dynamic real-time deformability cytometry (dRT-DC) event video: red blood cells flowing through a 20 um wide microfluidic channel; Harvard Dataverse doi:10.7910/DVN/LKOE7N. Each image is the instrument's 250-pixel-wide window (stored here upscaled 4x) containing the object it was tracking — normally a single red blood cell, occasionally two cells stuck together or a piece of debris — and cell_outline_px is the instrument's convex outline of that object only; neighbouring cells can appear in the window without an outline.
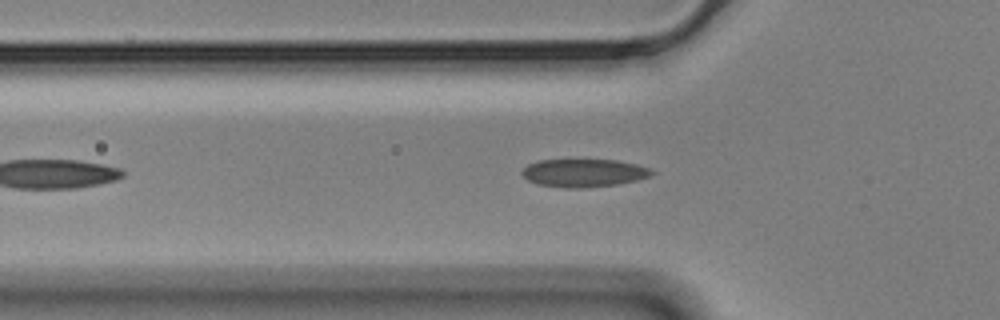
{"species": "Egyptian fruit bat (a non-hibernating species)", "species_latin": "Rousettus aegyptiacus", "temperature_condition": "cold", "stored_images_in_passage": 22, "camera_frame_rate_fps": 3000, "um_per_image_px": 0.085, "animal": {"sex": "male"}, "frame": {"image": 1, "passage_image": 9, "time_ms": 2.667, "image_size_px": [1000, 320], "cell_outline_px": [[656, 172], [652, 176], [636, 180], [616, 184], [580, 188], [564, 188], [536, 184], [528, 180], [520, 172], [528, 164], [540, 160], [616, 160], [636, 164], [648, 168]], "centroid_in_image_um": [49.61, 14.7], "position_along_channel_um": 76.2, "area_um2": 21.1}}
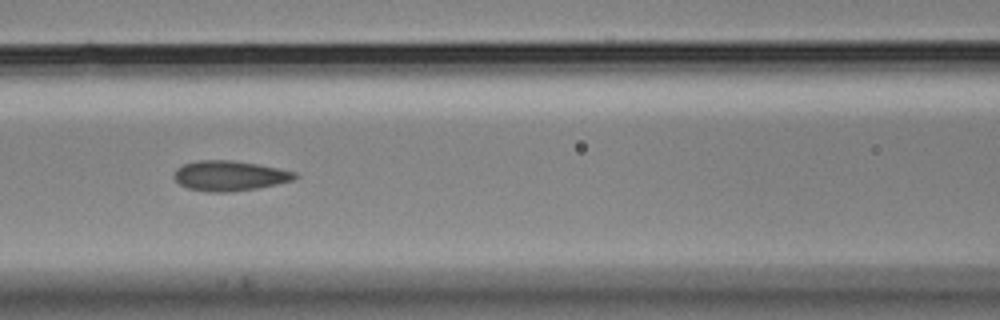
{"frame": {"image": 2, "passage_image": 15, "time_ms": 4.667, "image_size_px": [1000, 320], "cell_outline_px": [[300, 176], [292, 180], [276, 184], [256, 188], [228, 192], [208, 192], [188, 188], [180, 184], [172, 176], [176, 168], [184, 164], [196, 160], [232, 160], [256, 164], [296, 172]], "centroid_in_image_um": [19.48, 14.93], "position_along_channel_um": 147.1, "area_um2": 21.1}}
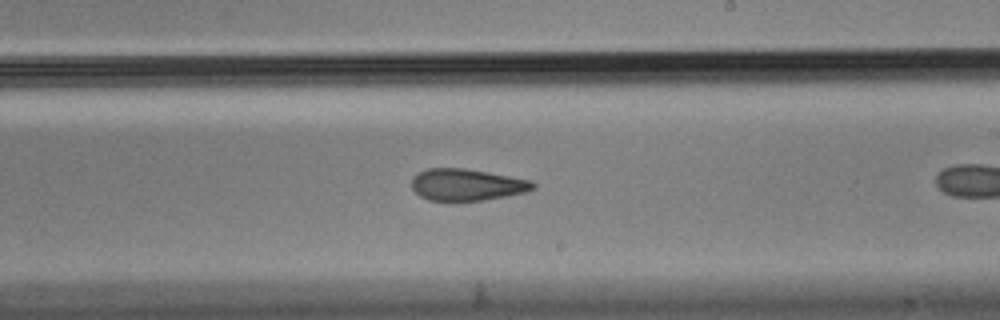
{"frame": {"image": 3, "passage_image": 20, "time_ms": 6.333, "image_size_px": [1000, 320], "cell_outline_px": [[536, 188], [524, 192], [508, 196], [484, 200], [428, 200], [420, 196], [412, 188], [412, 176], [428, 168], [464, 168], [488, 172], [532, 180], [536, 184]], "centroid_in_image_um": [39.7, 15.69], "position_along_channel_um": 249.3, "area_um2": 22.43}}